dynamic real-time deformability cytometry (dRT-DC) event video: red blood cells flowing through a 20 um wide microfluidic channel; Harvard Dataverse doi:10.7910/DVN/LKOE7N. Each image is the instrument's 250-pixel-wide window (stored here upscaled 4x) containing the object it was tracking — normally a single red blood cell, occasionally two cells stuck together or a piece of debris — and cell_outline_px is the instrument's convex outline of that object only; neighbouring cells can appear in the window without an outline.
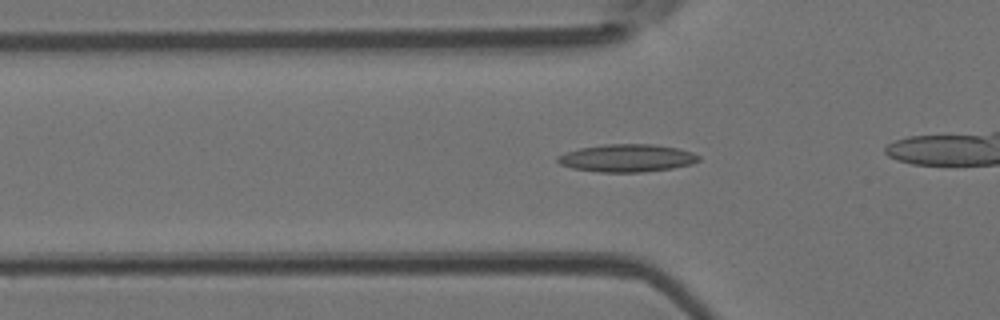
{"species": "Egyptian fruit bat (a non-hibernating species)", "species_latin": "Rousettus aegyptiacus", "temperature_condition": "room temperature", "stored_images_in_passage": 34, "camera_frame_rate_fps": 3000, "um_per_image_px": 0.085, "animal": {"sex": "female"}, "frame": {"image": 1, "passage_image": 10, "time_ms": 3.0, "image_size_px": [1000, 320], "cell_outline_px": [[700, 160], [692, 164], [672, 168], [640, 172], [600, 172], [572, 168], [560, 164], [556, 160], [556, 156], [564, 152], [580, 148], [604, 144], [652, 144], [676, 148], [692, 152], [700, 156]], "centroid_in_image_um": [53.26, 13.43], "position_along_channel_um": 72.5, "area_um2": 22.77}}
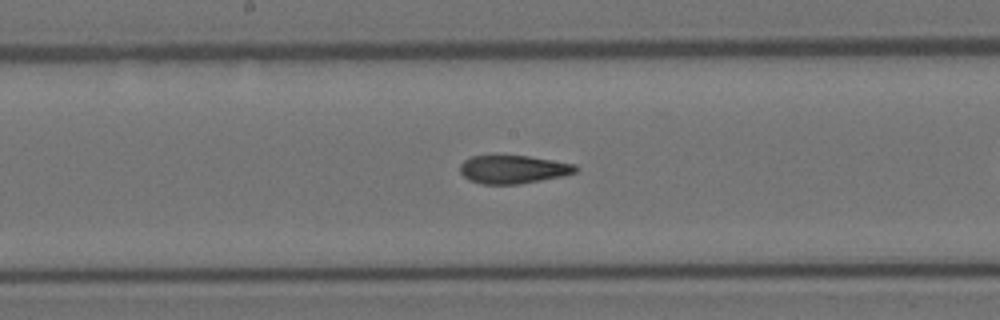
{"frame": {"image": 2, "passage_image": 20, "time_ms": 6.333, "image_size_px": [1000, 320], "cell_outline_px": [[580, 168], [576, 172], [560, 176], [520, 184], [484, 184], [468, 180], [460, 172], [460, 164], [464, 160], [472, 156], [528, 156], [576, 164]], "centroid_in_image_um": [43.62, 14.4], "position_along_channel_um": 204.6, "area_um2": 18.9}}
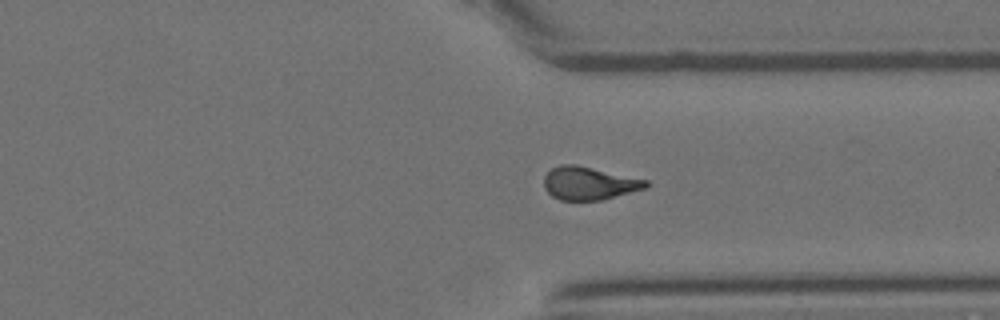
{"frame": {"image": 3, "passage_image": 32, "time_ms": 10.333, "image_size_px": [1000, 320], "cell_outline_px": [[648, 188], [600, 200], [560, 200], [552, 196], [544, 188], [544, 176], [552, 168], [560, 164], [576, 164], [648, 180]], "centroid_in_image_um": [50.07, 15.57], "position_along_channel_um": 361.3, "area_um2": 19.65}}